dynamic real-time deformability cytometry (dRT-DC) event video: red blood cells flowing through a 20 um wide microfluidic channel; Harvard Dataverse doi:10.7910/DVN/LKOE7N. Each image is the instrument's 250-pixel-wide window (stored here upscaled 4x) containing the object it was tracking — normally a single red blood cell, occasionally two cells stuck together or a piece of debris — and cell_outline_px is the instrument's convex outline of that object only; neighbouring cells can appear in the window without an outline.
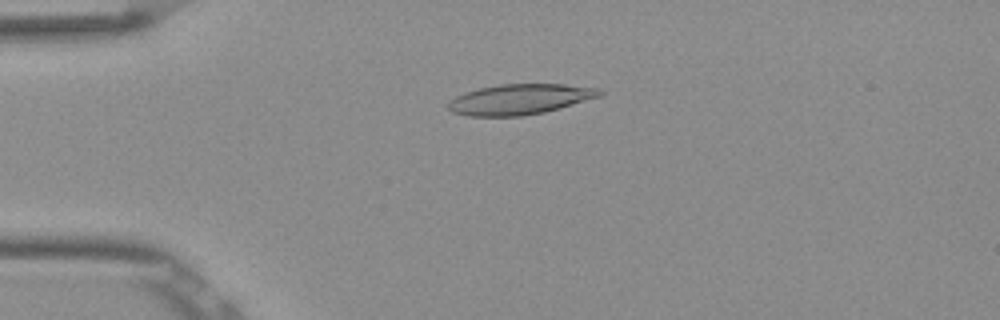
{"species": "Egyptian fruit bat (a non-hibernating species)", "species_latin": "Rousettus aegyptiacus", "temperature_condition": "room temperature", "stored_images_in_passage": 53, "camera_frame_rate_fps": 3000, "um_per_image_px": 0.085, "frame": {"image": 1, "passage_image": 13, "time_ms": 4.0, "image_size_px": [1000, 320], "cell_outline_px": [[604, 92], [600, 96], [544, 112], [520, 116], [468, 116], [452, 112], [448, 108], [448, 100], [464, 92], [480, 88], [500, 84], [564, 84], [600, 88]], "centroid_in_image_um": [44.16, 8.43], "position_along_channel_um": 40.8, "area_um2": 26.76}}
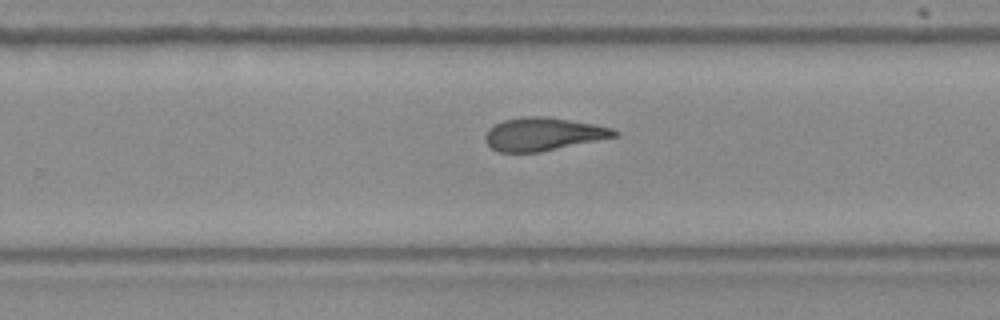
{"frame": {"image": 2, "passage_image": 34, "time_ms": 11.0, "image_size_px": [1000, 320], "cell_outline_px": [[620, 136], [540, 152], [500, 152], [492, 148], [484, 140], [484, 136], [488, 128], [504, 120], [524, 116], [544, 116], [596, 124], [612, 128], [620, 132]], "centroid_in_image_um": [46.2, 11.4], "position_along_channel_um": 283.6, "area_um2": 25.03}}
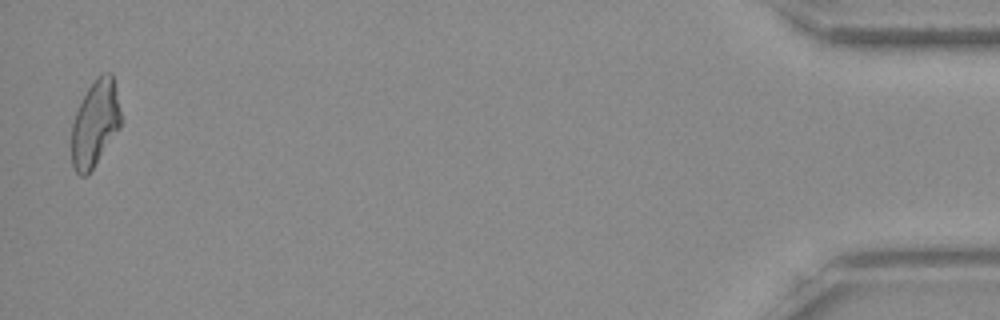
{"frame": {"image": 3, "passage_image": 52, "time_ms": 17.0, "image_size_px": [1000, 320], "cell_outline_px": [[120, 128], [92, 168], [84, 176], [80, 176], [76, 172], [72, 164], [72, 124], [76, 112], [88, 88], [104, 72], [112, 72], [120, 112]], "centroid_in_image_um": [8.07, 10.5], "position_along_channel_um": 427.1, "area_um2": 24.04}, "authors_computed_cell_mechanics": {"area_um2": 25.3164, "velocity_mm_per_s": 3.8751, "shape_relaxation_time_tau1_ms": null, "shape_relaxation_time_tau2_ms": 3.0365, "deformation_change_tau1": null, "deformation_change_tau2": 0.1284}}